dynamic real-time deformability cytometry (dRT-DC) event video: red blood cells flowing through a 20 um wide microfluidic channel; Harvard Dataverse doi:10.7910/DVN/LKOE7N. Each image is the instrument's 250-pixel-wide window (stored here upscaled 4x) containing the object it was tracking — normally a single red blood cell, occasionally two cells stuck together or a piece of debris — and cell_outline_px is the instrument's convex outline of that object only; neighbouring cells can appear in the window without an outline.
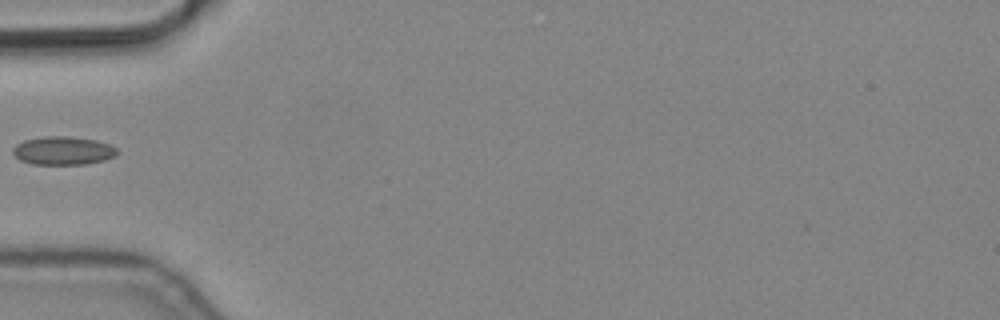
{"species": "common noctule bat (a hibernating species)", "species_latin": "Nyctalus noctula", "temperature_condition": "cold", "stored_images_in_passage": 6, "camera_frame_rate_fps": 3000, "um_per_image_px": 0.085, "animal": {"sex": "male", "body_mass_g": 19.2, "forearm_length_mm": 51.8}, "frame": {"image": 1, "passage_image": 6, "time_ms": 1.667, "image_size_px": [1000, 320], "cell_outline_px": [[120, 152], [116, 156], [104, 160], [84, 164], [32, 164], [20, 160], [12, 152], [12, 148], [16, 144], [24, 140], [44, 136], [68, 136], [96, 140], [108, 144], [116, 148]], "centroid_in_image_um": [5.36, 12.8], "position_along_channel_um": 79.6, "area_um2": 17.28}}